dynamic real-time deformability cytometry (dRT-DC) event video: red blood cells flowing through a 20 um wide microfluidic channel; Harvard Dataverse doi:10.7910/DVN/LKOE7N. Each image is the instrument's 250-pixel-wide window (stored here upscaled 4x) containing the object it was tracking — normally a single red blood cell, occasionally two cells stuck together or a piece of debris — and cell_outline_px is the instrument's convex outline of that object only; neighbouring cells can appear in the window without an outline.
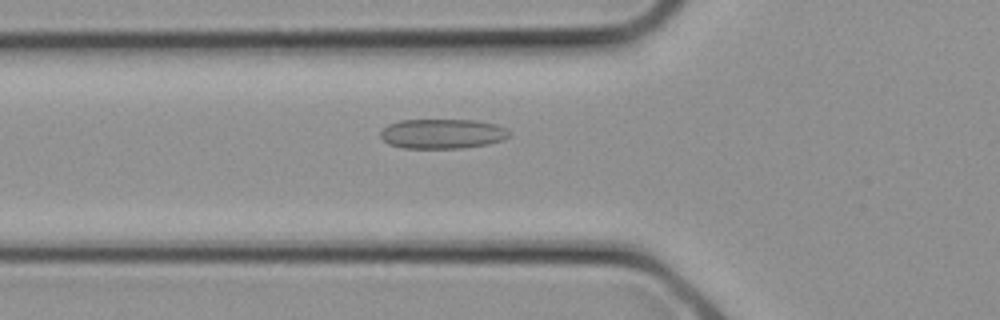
{"species": "common noctule bat (a hibernating species)", "species_latin": "Nyctalus noctula", "temperature_condition": "cold", "stored_images_in_passage": 7, "camera_frame_rate_fps": 3000, "um_per_image_px": 0.085, "animal": {"sex": "female", "body_mass_g": 21.9}, "frame": {"image": 1, "passage_image": 5, "time_ms": 1.333, "image_size_px": [1000, 320], "cell_outline_px": [[512, 136], [488, 144], [464, 148], [404, 148], [388, 144], [380, 136], [380, 132], [388, 124], [400, 120], [476, 120], [496, 124], [508, 128], [512, 132]], "centroid_in_image_um": [37.64, 11.37], "position_along_channel_um": 88.2, "area_um2": 22.54}}
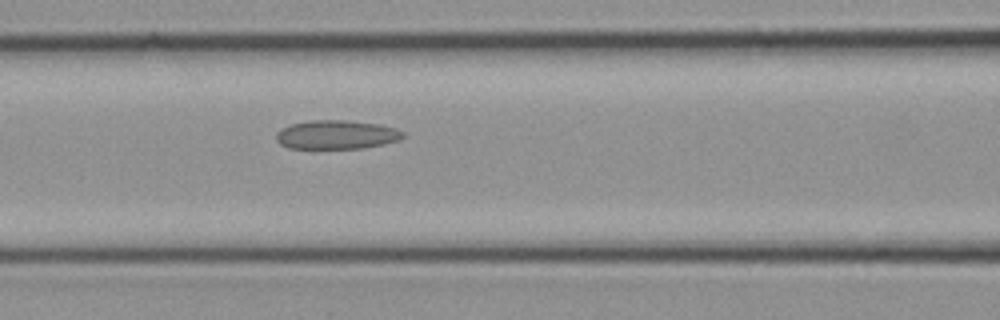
{"frame": {"image": 2, "passage_image": 7, "time_ms": 2.0, "image_size_px": [1000, 320], "cell_outline_px": [[404, 136], [400, 140], [384, 144], [364, 148], [288, 148], [280, 144], [276, 140], [276, 132], [280, 128], [292, 124], [308, 120], [344, 120], [380, 124], [396, 128], [404, 132]], "centroid_in_image_um": [28.6, 11.44], "position_along_channel_um": 138.0, "area_um2": 21.5}}